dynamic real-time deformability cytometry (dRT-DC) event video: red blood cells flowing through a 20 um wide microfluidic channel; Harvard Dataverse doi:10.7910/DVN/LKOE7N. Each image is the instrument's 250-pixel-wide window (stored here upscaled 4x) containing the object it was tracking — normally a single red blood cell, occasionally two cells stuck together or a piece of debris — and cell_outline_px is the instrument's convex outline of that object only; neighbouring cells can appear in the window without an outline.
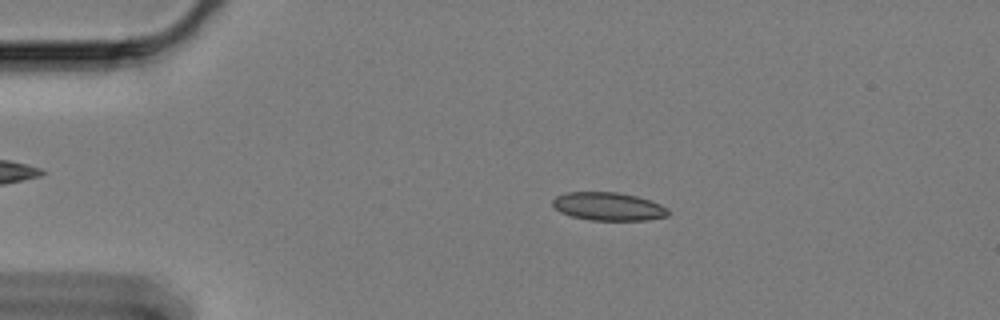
{"species": "Egyptian fruit bat (a non-hibernating species)", "species_latin": "Rousettus aegyptiacus", "temperature_condition": "cold", "stored_images_in_passage": 60, "camera_frame_rate_fps": 3000, "um_per_image_px": 0.085, "animal": {"sex": "female"}, "frame": {"image": 1, "passage_image": 12, "time_ms": 3.667, "image_size_px": [1000, 320], "cell_outline_px": [[668, 216], [648, 220], [588, 220], [572, 216], [560, 212], [552, 204], [552, 200], [556, 196], [568, 192], [616, 192], [636, 196], [660, 204], [668, 208]], "centroid_in_image_um": [51.7, 17.55], "position_along_channel_um": 33.3, "area_um2": 18.9}}
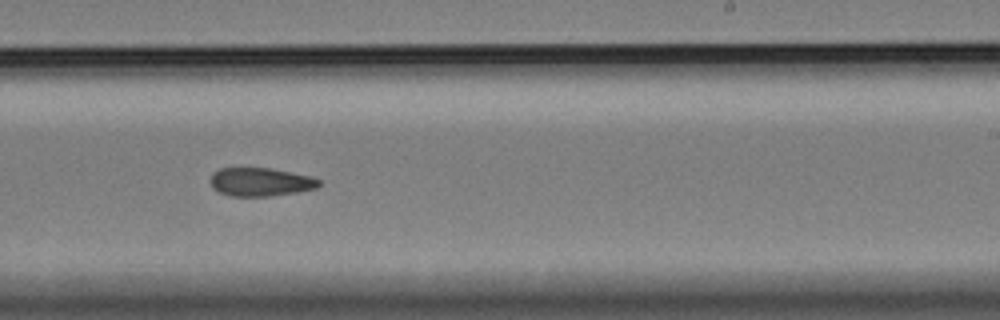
{"frame": {"image": 2, "passage_image": 37, "time_ms": 12.0, "image_size_px": [1000, 320], "cell_outline_px": [[320, 184], [316, 188], [296, 192], [268, 196], [232, 196], [220, 192], [212, 188], [212, 172], [220, 168], [268, 168], [312, 176], [320, 180]], "centroid_in_image_um": [22.15, 15.46], "position_along_channel_um": 266.9, "area_um2": 17.8}}
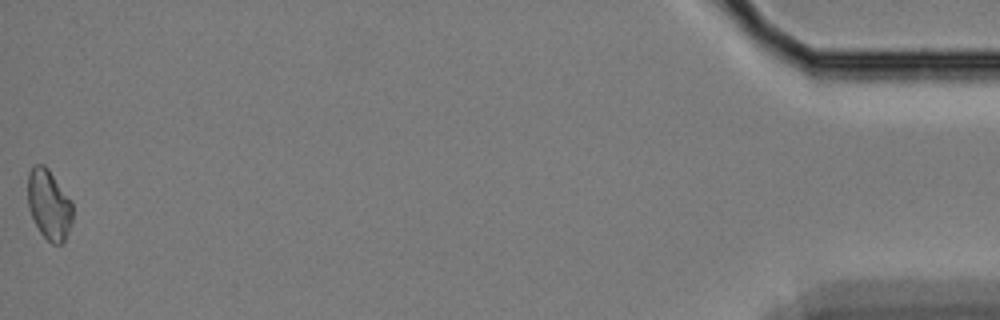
{"frame": {"image": 3, "passage_image": 60, "time_ms": 19.667, "image_size_px": [1000, 320], "cell_outline_px": [[72, 220], [64, 244], [52, 244], [40, 232], [28, 208], [28, 172], [36, 164], [44, 164], [48, 168], [72, 200]], "centroid_in_image_um": [4.18, 17.39], "position_along_channel_um": 431.0, "area_um2": 18.38}, "authors_computed_cell_mechanics": {"area_um2": 18.6694, "velocity_mm_per_s": 3.3371, "shape_relaxation_time_tau1_ms": null, "shape_relaxation_time_tau2_ms": 8.2842, "deformation_change_tau1": null, "deformation_change_tau2": 0.1402}}